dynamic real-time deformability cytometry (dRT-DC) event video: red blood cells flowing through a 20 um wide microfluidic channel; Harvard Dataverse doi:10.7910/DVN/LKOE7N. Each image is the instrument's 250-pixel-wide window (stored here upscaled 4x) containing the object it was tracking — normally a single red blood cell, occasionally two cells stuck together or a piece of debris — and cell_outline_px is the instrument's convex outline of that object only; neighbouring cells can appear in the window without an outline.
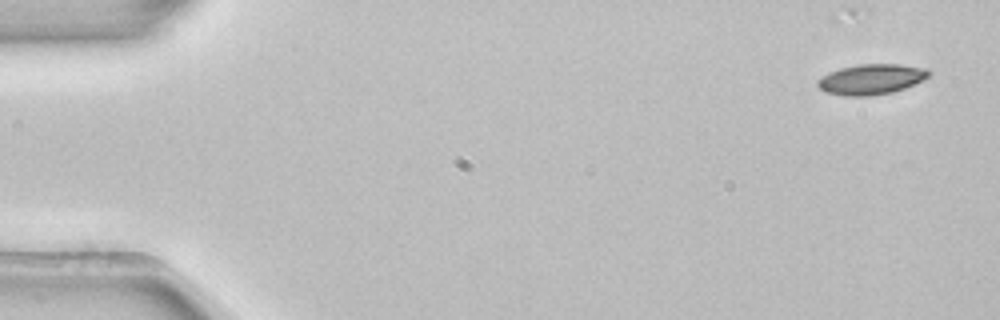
{"species": "common noctule bat (a hibernating species)", "species_latin": "Nyctalus noctula", "temperature_condition": "room temperature", "stored_images_in_passage": 4, "camera_frame_rate_fps": 3000, "um_per_image_px": 0.085, "animal": {"sex": "female", "body_mass_g": 22.7, "forearm_length_mm": 54.2}, "frame": {"image": 1, "passage_image": 1, "time_ms": 0.0, "image_size_px": [1000, 320], "cell_outline_px": [[932, 72], [924, 80], [904, 88], [892, 92], [872, 96], [844, 96], [824, 92], [816, 84], [816, 80], [820, 76], [828, 72], [840, 68], [860, 64], [900, 64], [924, 68]], "centroid_in_image_um": [74.01, 6.74], "position_along_channel_um": 11.0, "area_um2": 19.88}}
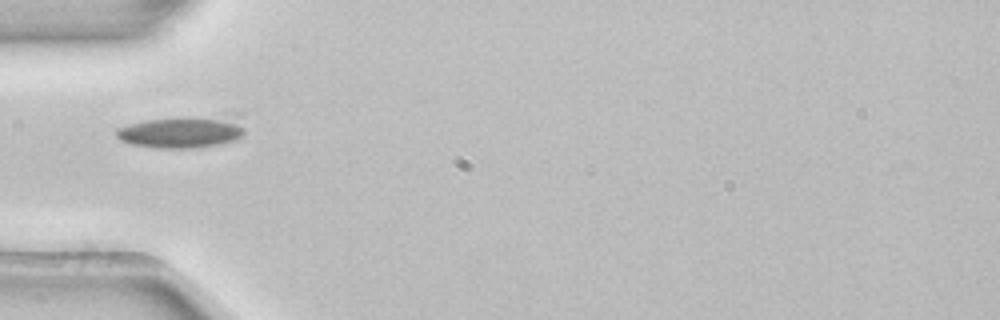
{"frame": {"image": 2, "passage_image": 4, "time_ms": 1.0, "image_size_px": [1000, 320], "cell_outline_px": [[244, 132], [240, 136], [232, 140], [216, 144], [192, 148], [156, 148], [132, 144], [120, 140], [116, 136], [116, 128], [148, 120], [236, 112], [244, 128]], "centroid_in_image_um": [15.57, 11.16], "position_along_channel_um": 69.4, "area_um2": 24.33}}